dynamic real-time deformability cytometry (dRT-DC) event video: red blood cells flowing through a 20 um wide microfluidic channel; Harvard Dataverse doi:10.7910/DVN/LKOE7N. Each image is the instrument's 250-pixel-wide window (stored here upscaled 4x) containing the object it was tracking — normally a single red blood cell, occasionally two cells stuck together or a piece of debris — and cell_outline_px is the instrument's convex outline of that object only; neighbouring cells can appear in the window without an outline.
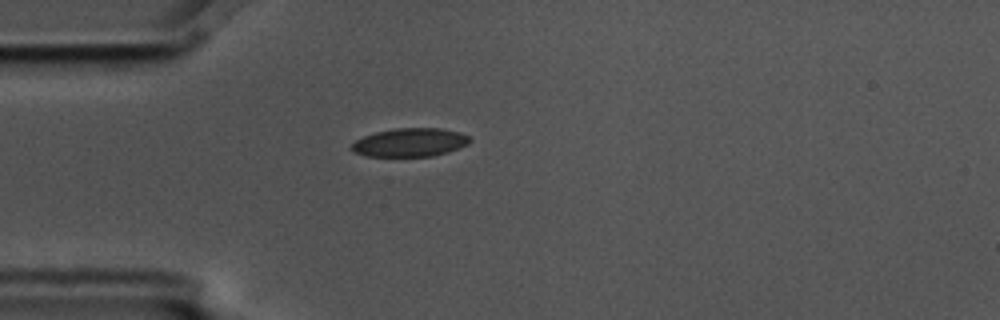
{"species": "common noctule bat (a hibernating species)", "species_latin": "Nyctalus noctula", "temperature_condition": "cold", "stored_images_in_passage": 1, "camera_frame_rate_fps": 3000, "um_per_image_px": 0.085, "animal": {"sex": "male", "body_mass_g": 17.5, "forearm_length_mm": 52.3}, "frame": {"image": 1, "passage_image": 1, "time_ms": 0.0, "image_size_px": [1000, 320], "cell_outline_px": [[472, 140], [468, 144], [448, 152], [432, 156], [364, 156], [352, 152], [348, 148], [356, 140], [364, 136], [376, 132], [396, 128], [440, 128], [460, 132], [468, 136]], "centroid_in_image_um": [34.82, 12.11], "position_along_channel_um": 50.2, "area_um2": 19.71}}